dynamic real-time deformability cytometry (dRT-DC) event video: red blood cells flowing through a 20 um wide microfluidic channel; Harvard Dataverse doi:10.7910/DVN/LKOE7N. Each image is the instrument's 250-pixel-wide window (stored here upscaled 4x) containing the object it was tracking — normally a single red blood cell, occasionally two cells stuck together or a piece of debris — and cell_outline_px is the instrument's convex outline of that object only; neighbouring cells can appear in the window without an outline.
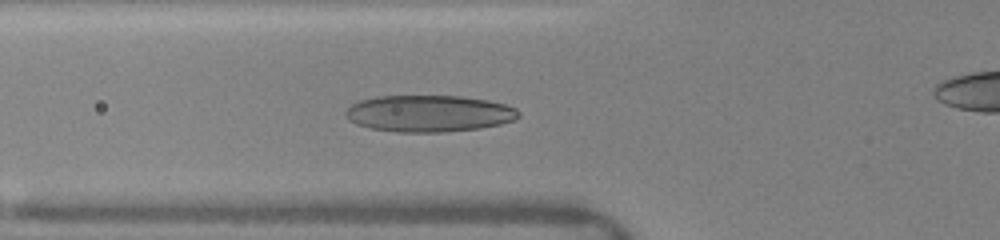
{"species": "human", "species_latin": "Homo sapiens", "temperature_condition": "warm", "stored_images_in_passage": 28, "camera_frame_rate_fps": 3000, "um_per_image_px": 0.085, "donor": {"sex": "female"}, "frame": {"image": 1, "passage_image": 8, "time_ms": 4.333, "image_size_px": [1000, 240], "cell_outline_px": [[520, 116], [512, 120], [500, 124], [480, 128], [444, 132], [396, 132], [368, 128], [356, 124], [348, 120], [344, 112], [352, 104], [360, 100], [376, 96], [460, 96], [488, 100], [504, 104], [516, 108], [520, 112]], "centroid_in_image_um": [36.44, 9.65], "position_along_channel_um": 89.4, "area_um2": 37.11}}
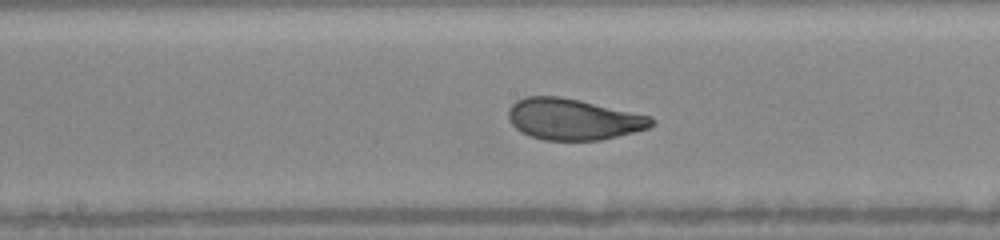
{"frame": {"image": 2, "passage_image": 14, "time_ms": 7.0, "image_size_px": [1000, 240], "cell_outline_px": [[656, 124], [648, 128], [600, 140], [544, 140], [520, 132], [508, 120], [508, 108], [516, 100], [528, 96], [560, 96], [580, 100], [652, 116], [656, 120]], "centroid_in_image_um": [48.73, 10.12], "position_along_channel_um": 199.5, "area_um2": 34.45}}
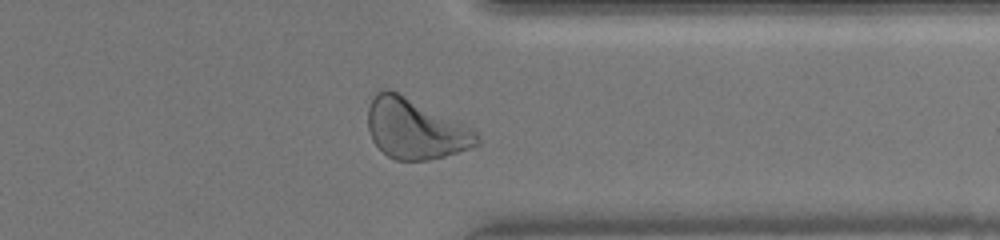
{"frame": {"image": 3, "passage_image": 24, "time_ms": 11.333, "image_size_px": [1000, 240], "cell_outline_px": [[480, 144], [476, 148], [428, 160], [396, 160], [388, 156], [372, 140], [368, 128], [368, 108], [372, 96], [376, 92], [384, 88], [388, 88], [472, 128], [480, 136]], "centroid_in_image_um": [35.31, 10.97], "position_along_channel_um": 376.1, "area_um2": 38.15}}